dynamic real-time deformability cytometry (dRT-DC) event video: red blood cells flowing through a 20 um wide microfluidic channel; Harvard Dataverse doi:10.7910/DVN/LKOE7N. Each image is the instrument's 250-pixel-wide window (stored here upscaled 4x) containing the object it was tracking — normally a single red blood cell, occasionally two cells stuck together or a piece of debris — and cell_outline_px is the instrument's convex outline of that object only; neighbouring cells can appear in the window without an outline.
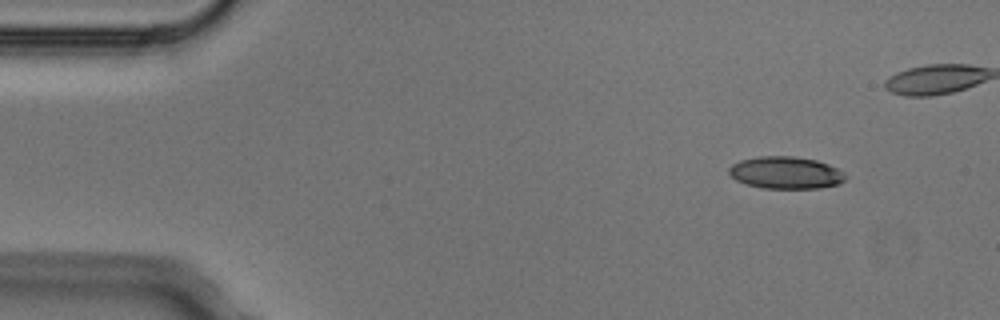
{"species": "Egyptian fruit bat (a non-hibernating species)", "species_latin": "Rousettus aegyptiacus", "temperature_condition": "cold", "stored_images_in_passage": 6, "camera_frame_rate_fps": 3000, "um_per_image_px": 0.085, "animal": {"sex": "male"}, "frame": {"image": 1, "passage_image": 2, "time_ms": 0.333, "image_size_px": [1000, 320], "cell_outline_px": [[848, 176], [840, 184], [820, 188], [760, 188], [736, 180], [728, 172], [728, 168], [732, 164], [740, 160], [756, 156], [792, 156], [816, 160], [828, 164], [844, 172]], "centroid_in_image_um": [66.8, 14.68], "position_along_channel_um": 18.2, "area_um2": 21.96}}
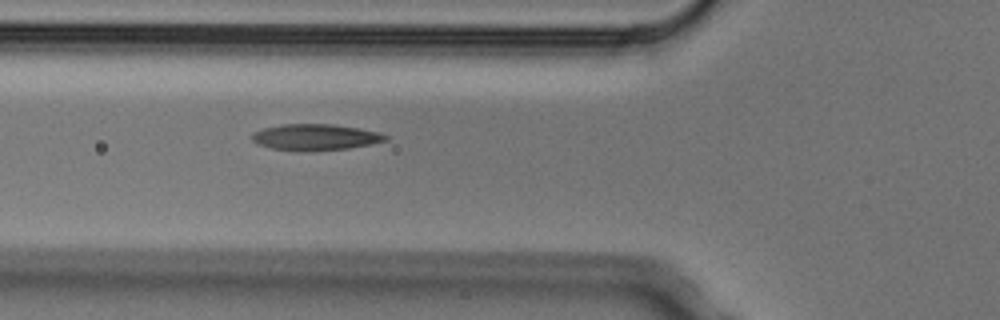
{"frame": {"image": 2, "passage_image": 6, "time_ms": 1.667, "image_size_px": [1000, 320], "cell_outline_px": [[388, 140], [348, 148], [272, 148], [256, 144], [252, 140], [252, 132], [264, 128], [280, 124], [332, 124], [380, 132], [388, 136]], "centroid_in_image_um": [26.79, 11.6], "position_along_channel_um": 99.0, "area_um2": 19.31}}